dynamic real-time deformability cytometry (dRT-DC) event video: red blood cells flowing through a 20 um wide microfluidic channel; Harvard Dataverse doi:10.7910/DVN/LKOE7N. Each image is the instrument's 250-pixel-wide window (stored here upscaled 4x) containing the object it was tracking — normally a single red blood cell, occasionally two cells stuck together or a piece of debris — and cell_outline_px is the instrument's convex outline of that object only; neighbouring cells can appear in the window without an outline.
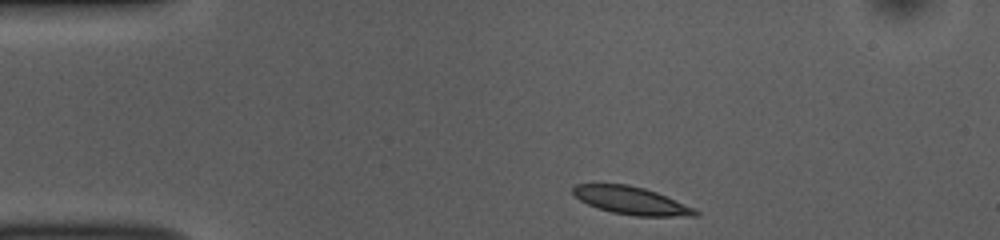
{"species": "common noctule bat (a hibernating species)", "species_latin": "Nyctalus noctula", "temperature_condition": "room temperature", "stored_images_in_passage": 43, "camera_frame_rate_fps": 3000, "um_per_image_px": 0.085, "animal": {"sex": "female", "body_mass_g": 10.0, "forearm_length_mm": 53.1}, "frame": {"image": 1, "passage_image": 1, "time_ms": 0.0, "image_size_px": [1000, 240], "cell_outline_px": [[700, 216], [636, 216], [612, 212], [588, 204], [580, 200], [572, 192], [572, 188], [576, 184], [628, 184], [644, 188], [656, 192], [692, 208], [700, 212]], "centroid_in_image_um": [53.64, 17.05], "position_along_channel_um": 31.4, "area_um2": 19.42}}
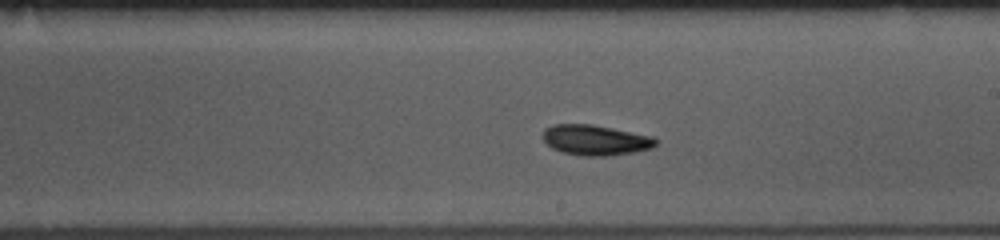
{"frame": {"image": 2, "passage_image": 21, "time_ms": 6.667, "image_size_px": [1000, 240], "cell_outline_px": [[660, 140], [652, 148], [636, 152], [608, 156], [580, 156], [560, 152], [552, 148], [544, 140], [544, 128], [552, 124], [592, 124], [652, 136]], "centroid_in_image_um": [50.63, 11.91], "position_along_channel_um": 238.4, "area_um2": 20.17}}
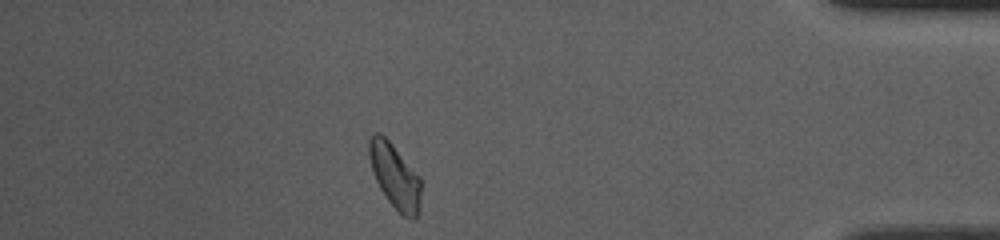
{"frame": {"image": 3, "passage_image": 37, "time_ms": 12.0, "image_size_px": [1000, 240], "cell_outline_px": [[420, 204], [416, 216], [412, 220], [404, 216], [388, 200], [380, 188], [372, 172], [368, 156], [368, 140], [376, 132], [380, 132], [392, 144], [420, 180]], "centroid_in_image_um": [33.51, 14.95], "position_along_channel_um": 401.7, "area_um2": 18.96}, "authors_computed_cell_mechanics": {"area_um2": 19.7676, "velocity_mm_per_s": 3.8194, "shape_relaxation_time_tau1_ms": 5.0693, "shape_relaxation_time_tau2_ms": 3.7401, "deformation_change_tau1": 0.1058, "deformation_change_tau2": 0.0753}}